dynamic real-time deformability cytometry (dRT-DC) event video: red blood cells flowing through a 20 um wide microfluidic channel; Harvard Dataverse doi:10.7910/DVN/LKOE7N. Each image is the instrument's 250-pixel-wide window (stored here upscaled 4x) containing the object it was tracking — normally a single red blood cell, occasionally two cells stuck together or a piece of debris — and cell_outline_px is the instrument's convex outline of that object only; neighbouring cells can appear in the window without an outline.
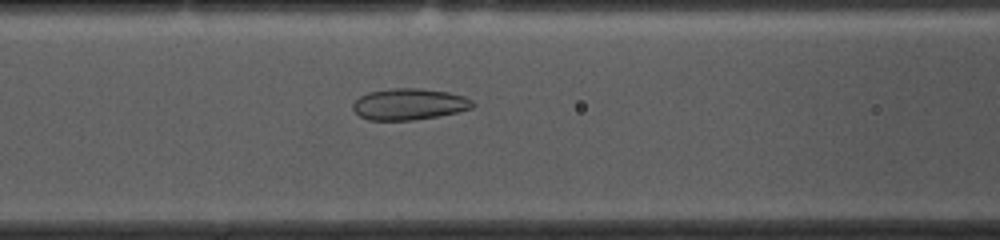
{"species": "common noctule bat (a hibernating species)", "species_latin": "Nyctalus noctula", "temperature_condition": "cold", "stored_images_in_passage": 36, "camera_frame_rate_fps": 3000, "um_per_image_px": 0.085, "animal": {"sex": "female", "body_mass_g": 10.0, "forearm_length_mm": 53.1}, "frame": {"image": 1, "passage_image": 6, "time_ms": 1.667, "image_size_px": [1000, 240], "cell_outline_px": [[476, 104], [472, 108], [456, 112], [436, 116], [412, 120], [368, 120], [360, 116], [352, 108], [352, 104], [360, 96], [368, 92], [388, 88], [420, 88], [448, 92], [464, 96], [472, 100]], "centroid_in_image_um": [34.77, 8.84], "position_along_channel_um": 131.8, "area_um2": 21.91}}
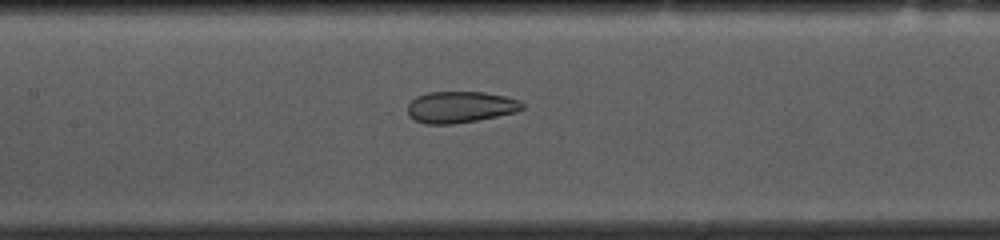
{"frame": {"image": 2, "passage_image": 9, "time_ms": 2.667, "image_size_px": [1000, 240], "cell_outline_px": [[524, 108], [516, 112], [476, 120], [452, 124], [424, 124], [408, 116], [408, 104], [416, 96], [428, 92], [484, 92], [504, 96], [520, 100], [524, 104]], "centroid_in_image_um": [39.12, 9.09], "position_along_channel_um": 168.3, "area_um2": 20.98}}